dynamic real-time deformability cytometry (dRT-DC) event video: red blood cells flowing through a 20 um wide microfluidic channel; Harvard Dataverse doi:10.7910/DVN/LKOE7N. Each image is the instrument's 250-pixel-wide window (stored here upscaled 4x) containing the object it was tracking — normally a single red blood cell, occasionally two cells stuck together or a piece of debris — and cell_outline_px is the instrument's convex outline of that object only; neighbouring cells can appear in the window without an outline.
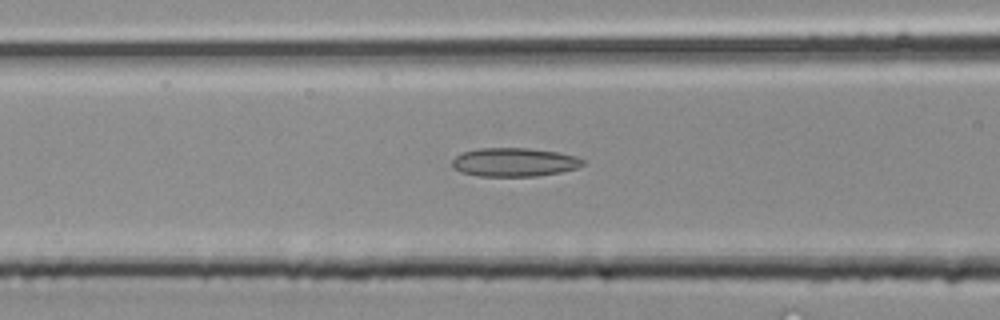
{"species": "common noctule bat (a hibernating species)", "species_latin": "Nyctalus noctula", "temperature_condition": "room temperature", "stored_images_in_passage": 33, "camera_frame_rate_fps": 3000, "um_per_image_px": 0.085, "animal": {"sex": "male", "body_mass_g": 20.4}, "frame": {"image": 1, "passage_image": 13, "time_ms": 4.0, "image_size_px": [1000, 320], "cell_outline_px": [[588, 160], [584, 164], [576, 168], [560, 172], [536, 176], [480, 176], [460, 172], [452, 168], [452, 160], [456, 156], [464, 152], [480, 148], [528, 148], [556, 152], [576, 156]], "centroid_in_image_um": [43.72, 13.79], "position_along_channel_um": 122.9, "area_um2": 21.85}}
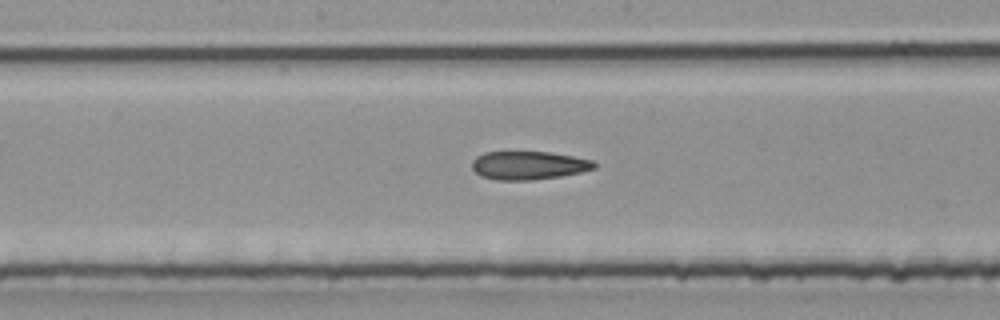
{"frame": {"image": 2, "passage_image": 17, "time_ms": 5.333, "image_size_px": [1000, 320], "cell_outline_px": [[596, 168], [580, 172], [560, 176], [532, 180], [496, 180], [480, 176], [472, 168], [472, 160], [476, 156], [484, 152], [548, 152], [572, 156], [592, 160], [596, 164]], "centroid_in_image_um": [44.9, 14.06], "position_along_channel_um": 203.3, "area_um2": 20.17}}
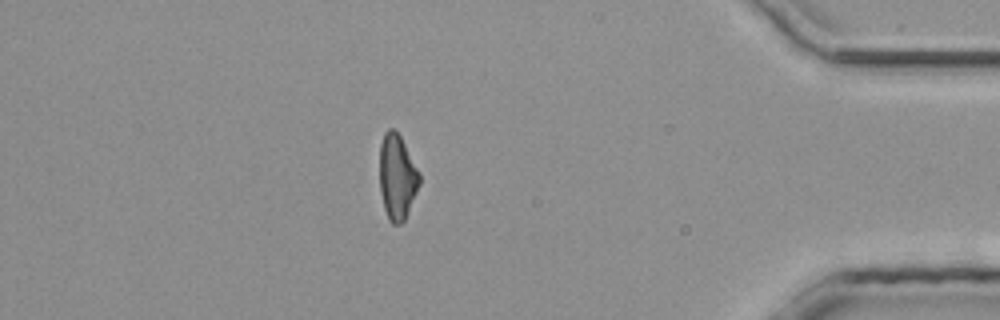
{"frame": {"image": 3, "passage_image": 29, "time_ms": 9.333, "image_size_px": [1000, 320], "cell_outline_px": [[420, 184], [404, 220], [400, 224], [392, 224], [388, 220], [384, 208], [380, 192], [380, 144], [384, 132], [388, 128], [392, 128], [400, 136], [420, 172]], "centroid_in_image_um": [33.75, 15.04], "position_along_channel_um": 401.5, "area_um2": 19.77}}